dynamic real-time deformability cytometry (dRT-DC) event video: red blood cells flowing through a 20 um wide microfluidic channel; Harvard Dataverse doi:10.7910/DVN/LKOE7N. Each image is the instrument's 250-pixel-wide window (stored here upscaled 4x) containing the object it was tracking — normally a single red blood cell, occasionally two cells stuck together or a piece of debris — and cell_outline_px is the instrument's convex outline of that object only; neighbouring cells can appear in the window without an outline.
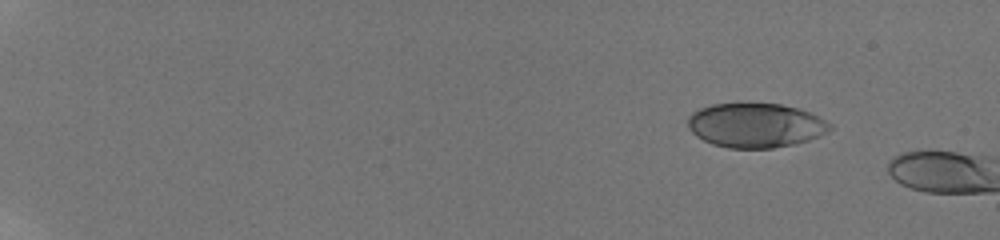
{"species": "human", "species_latin": "Homo sapiens", "temperature_condition": "room temperature", "stored_images_in_passage": 9, "camera_frame_rate_fps": 3000, "um_per_image_px": 0.085, "donor": {"sex": "male"}, "frame": {"image": 1, "passage_image": 6, "time_ms": 2.0, "image_size_px": [1000, 240], "cell_outline_px": [[832, 128], [828, 132], [820, 136], [796, 144], [772, 148], [728, 148], [712, 144], [696, 136], [688, 128], [688, 116], [692, 112], [700, 108], [712, 104], [780, 104], [800, 108], [832, 124]], "centroid_in_image_um": [64.22, 10.66], "position_along_channel_um": 20.8, "area_um2": 36.76}}